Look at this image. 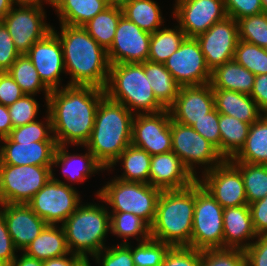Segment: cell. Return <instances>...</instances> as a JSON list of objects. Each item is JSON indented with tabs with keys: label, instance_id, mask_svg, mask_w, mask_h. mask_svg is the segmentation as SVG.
I'll use <instances>...</instances> for the list:
<instances>
[{
	"label": "cell",
	"instance_id": "1",
	"mask_svg": "<svg viewBox=\"0 0 267 266\" xmlns=\"http://www.w3.org/2000/svg\"><path fill=\"white\" fill-rule=\"evenodd\" d=\"M105 97L103 89L93 86L65 85L52 90L46 111L57 145L85 146L94 127L95 114Z\"/></svg>",
	"mask_w": 267,
	"mask_h": 266
},
{
	"label": "cell",
	"instance_id": "2",
	"mask_svg": "<svg viewBox=\"0 0 267 266\" xmlns=\"http://www.w3.org/2000/svg\"><path fill=\"white\" fill-rule=\"evenodd\" d=\"M58 36L64 56L66 74L70 76L67 85L93 86L105 88L110 63L107 51L101 47L82 26L60 24Z\"/></svg>",
	"mask_w": 267,
	"mask_h": 266
},
{
	"label": "cell",
	"instance_id": "3",
	"mask_svg": "<svg viewBox=\"0 0 267 266\" xmlns=\"http://www.w3.org/2000/svg\"><path fill=\"white\" fill-rule=\"evenodd\" d=\"M133 118L134 114L123 104L106 96L100 101L93 130L84 149L87 148L105 170L131 144Z\"/></svg>",
	"mask_w": 267,
	"mask_h": 266
},
{
	"label": "cell",
	"instance_id": "4",
	"mask_svg": "<svg viewBox=\"0 0 267 266\" xmlns=\"http://www.w3.org/2000/svg\"><path fill=\"white\" fill-rule=\"evenodd\" d=\"M195 182L184 189L163 190L151 225V238L171 247H191Z\"/></svg>",
	"mask_w": 267,
	"mask_h": 266
},
{
	"label": "cell",
	"instance_id": "5",
	"mask_svg": "<svg viewBox=\"0 0 267 266\" xmlns=\"http://www.w3.org/2000/svg\"><path fill=\"white\" fill-rule=\"evenodd\" d=\"M105 96L123 104L134 115L166 109L155 97L143 63L111 64Z\"/></svg>",
	"mask_w": 267,
	"mask_h": 266
},
{
	"label": "cell",
	"instance_id": "6",
	"mask_svg": "<svg viewBox=\"0 0 267 266\" xmlns=\"http://www.w3.org/2000/svg\"><path fill=\"white\" fill-rule=\"evenodd\" d=\"M61 226L69 251L82 258H93L107 247L110 213L106 204L81 203Z\"/></svg>",
	"mask_w": 267,
	"mask_h": 266
},
{
	"label": "cell",
	"instance_id": "7",
	"mask_svg": "<svg viewBox=\"0 0 267 266\" xmlns=\"http://www.w3.org/2000/svg\"><path fill=\"white\" fill-rule=\"evenodd\" d=\"M161 192L149 183L128 182L113 177L97 190L95 199L108 205L109 212L133 213L151 226Z\"/></svg>",
	"mask_w": 267,
	"mask_h": 266
},
{
	"label": "cell",
	"instance_id": "8",
	"mask_svg": "<svg viewBox=\"0 0 267 266\" xmlns=\"http://www.w3.org/2000/svg\"><path fill=\"white\" fill-rule=\"evenodd\" d=\"M223 207L195 182V205L191 247L198 250L223 248Z\"/></svg>",
	"mask_w": 267,
	"mask_h": 266
},
{
	"label": "cell",
	"instance_id": "9",
	"mask_svg": "<svg viewBox=\"0 0 267 266\" xmlns=\"http://www.w3.org/2000/svg\"><path fill=\"white\" fill-rule=\"evenodd\" d=\"M171 135L172 151L195 178L199 176L197 168L203 174L224 161L218 150L191 126L171 119Z\"/></svg>",
	"mask_w": 267,
	"mask_h": 266
},
{
	"label": "cell",
	"instance_id": "10",
	"mask_svg": "<svg viewBox=\"0 0 267 266\" xmlns=\"http://www.w3.org/2000/svg\"><path fill=\"white\" fill-rule=\"evenodd\" d=\"M51 178V166L0 164V204H27Z\"/></svg>",
	"mask_w": 267,
	"mask_h": 266
},
{
	"label": "cell",
	"instance_id": "11",
	"mask_svg": "<svg viewBox=\"0 0 267 266\" xmlns=\"http://www.w3.org/2000/svg\"><path fill=\"white\" fill-rule=\"evenodd\" d=\"M79 195L75 187L50 178L27 205L47 224L62 225L83 203Z\"/></svg>",
	"mask_w": 267,
	"mask_h": 266
},
{
	"label": "cell",
	"instance_id": "12",
	"mask_svg": "<svg viewBox=\"0 0 267 266\" xmlns=\"http://www.w3.org/2000/svg\"><path fill=\"white\" fill-rule=\"evenodd\" d=\"M44 6L14 5L2 22L8 29L18 52L26 54L35 42L43 39L52 26L46 23Z\"/></svg>",
	"mask_w": 267,
	"mask_h": 266
},
{
	"label": "cell",
	"instance_id": "13",
	"mask_svg": "<svg viewBox=\"0 0 267 266\" xmlns=\"http://www.w3.org/2000/svg\"><path fill=\"white\" fill-rule=\"evenodd\" d=\"M164 65L180 86L203 85L211 81L212 72L194 37H186Z\"/></svg>",
	"mask_w": 267,
	"mask_h": 266
},
{
	"label": "cell",
	"instance_id": "14",
	"mask_svg": "<svg viewBox=\"0 0 267 266\" xmlns=\"http://www.w3.org/2000/svg\"><path fill=\"white\" fill-rule=\"evenodd\" d=\"M131 144L144 149L151 156L172 151L169 110L134 115Z\"/></svg>",
	"mask_w": 267,
	"mask_h": 266
},
{
	"label": "cell",
	"instance_id": "15",
	"mask_svg": "<svg viewBox=\"0 0 267 266\" xmlns=\"http://www.w3.org/2000/svg\"><path fill=\"white\" fill-rule=\"evenodd\" d=\"M200 176L197 181L223 208L248 205L241 172L229 160Z\"/></svg>",
	"mask_w": 267,
	"mask_h": 266
},
{
	"label": "cell",
	"instance_id": "16",
	"mask_svg": "<svg viewBox=\"0 0 267 266\" xmlns=\"http://www.w3.org/2000/svg\"><path fill=\"white\" fill-rule=\"evenodd\" d=\"M172 15L185 35L194 38L227 17L223 0H175Z\"/></svg>",
	"mask_w": 267,
	"mask_h": 266
},
{
	"label": "cell",
	"instance_id": "17",
	"mask_svg": "<svg viewBox=\"0 0 267 266\" xmlns=\"http://www.w3.org/2000/svg\"><path fill=\"white\" fill-rule=\"evenodd\" d=\"M210 71L233 60L239 40L238 21L231 17L214 23L206 32L196 37Z\"/></svg>",
	"mask_w": 267,
	"mask_h": 266
},
{
	"label": "cell",
	"instance_id": "18",
	"mask_svg": "<svg viewBox=\"0 0 267 266\" xmlns=\"http://www.w3.org/2000/svg\"><path fill=\"white\" fill-rule=\"evenodd\" d=\"M150 39L151 33L142 30L123 15L118 22L113 43L107 50L110 65L147 61Z\"/></svg>",
	"mask_w": 267,
	"mask_h": 266
},
{
	"label": "cell",
	"instance_id": "19",
	"mask_svg": "<svg viewBox=\"0 0 267 266\" xmlns=\"http://www.w3.org/2000/svg\"><path fill=\"white\" fill-rule=\"evenodd\" d=\"M36 68L39 78L50 90L63 87L61 74H66L62 44L58 36L50 31L43 39L34 43L26 53Z\"/></svg>",
	"mask_w": 267,
	"mask_h": 266
},
{
	"label": "cell",
	"instance_id": "20",
	"mask_svg": "<svg viewBox=\"0 0 267 266\" xmlns=\"http://www.w3.org/2000/svg\"><path fill=\"white\" fill-rule=\"evenodd\" d=\"M215 108L212 85L181 86L174 103L168 108L171 119L192 126Z\"/></svg>",
	"mask_w": 267,
	"mask_h": 266
},
{
	"label": "cell",
	"instance_id": "21",
	"mask_svg": "<svg viewBox=\"0 0 267 266\" xmlns=\"http://www.w3.org/2000/svg\"><path fill=\"white\" fill-rule=\"evenodd\" d=\"M0 212L19 252L24 251L47 225L27 204H0Z\"/></svg>",
	"mask_w": 267,
	"mask_h": 266
},
{
	"label": "cell",
	"instance_id": "22",
	"mask_svg": "<svg viewBox=\"0 0 267 266\" xmlns=\"http://www.w3.org/2000/svg\"><path fill=\"white\" fill-rule=\"evenodd\" d=\"M197 181L173 152L151 156L149 184L160 190H179Z\"/></svg>",
	"mask_w": 267,
	"mask_h": 266
},
{
	"label": "cell",
	"instance_id": "23",
	"mask_svg": "<svg viewBox=\"0 0 267 266\" xmlns=\"http://www.w3.org/2000/svg\"><path fill=\"white\" fill-rule=\"evenodd\" d=\"M0 144V164L18 166H52L58 146L56 141L13 142L9 137L1 139Z\"/></svg>",
	"mask_w": 267,
	"mask_h": 266
},
{
	"label": "cell",
	"instance_id": "24",
	"mask_svg": "<svg viewBox=\"0 0 267 266\" xmlns=\"http://www.w3.org/2000/svg\"><path fill=\"white\" fill-rule=\"evenodd\" d=\"M69 146L58 145L55 151L51 166V178L54 181L63 182L70 187H74L75 183L85 182L88 177L98 172H104L103 166L95 159L94 155L86 148L85 153L75 154L70 153L68 150ZM83 154V155H82ZM60 167L62 170V176L67 182L60 180L55 176L53 168ZM72 182V183H71Z\"/></svg>",
	"mask_w": 267,
	"mask_h": 266
},
{
	"label": "cell",
	"instance_id": "25",
	"mask_svg": "<svg viewBox=\"0 0 267 266\" xmlns=\"http://www.w3.org/2000/svg\"><path fill=\"white\" fill-rule=\"evenodd\" d=\"M256 238L249 205L223 209V248L246 250Z\"/></svg>",
	"mask_w": 267,
	"mask_h": 266
},
{
	"label": "cell",
	"instance_id": "26",
	"mask_svg": "<svg viewBox=\"0 0 267 266\" xmlns=\"http://www.w3.org/2000/svg\"><path fill=\"white\" fill-rule=\"evenodd\" d=\"M213 94L215 108L220 114L249 124L256 122L264 114L250 95L221 89H213Z\"/></svg>",
	"mask_w": 267,
	"mask_h": 266
},
{
	"label": "cell",
	"instance_id": "27",
	"mask_svg": "<svg viewBox=\"0 0 267 266\" xmlns=\"http://www.w3.org/2000/svg\"><path fill=\"white\" fill-rule=\"evenodd\" d=\"M60 24L83 26L109 4L106 0H55L51 5Z\"/></svg>",
	"mask_w": 267,
	"mask_h": 266
},
{
	"label": "cell",
	"instance_id": "28",
	"mask_svg": "<svg viewBox=\"0 0 267 266\" xmlns=\"http://www.w3.org/2000/svg\"><path fill=\"white\" fill-rule=\"evenodd\" d=\"M23 252L42 261L69 254L63 227L47 224Z\"/></svg>",
	"mask_w": 267,
	"mask_h": 266
},
{
	"label": "cell",
	"instance_id": "29",
	"mask_svg": "<svg viewBox=\"0 0 267 266\" xmlns=\"http://www.w3.org/2000/svg\"><path fill=\"white\" fill-rule=\"evenodd\" d=\"M255 75L231 60L212 71L210 84L213 89L231 90L250 95Z\"/></svg>",
	"mask_w": 267,
	"mask_h": 266
},
{
	"label": "cell",
	"instance_id": "30",
	"mask_svg": "<svg viewBox=\"0 0 267 266\" xmlns=\"http://www.w3.org/2000/svg\"><path fill=\"white\" fill-rule=\"evenodd\" d=\"M119 162L123 172L120 176L115 175V178L128 182L149 183L151 155L147 151L130 144L107 171H114Z\"/></svg>",
	"mask_w": 267,
	"mask_h": 266
},
{
	"label": "cell",
	"instance_id": "31",
	"mask_svg": "<svg viewBox=\"0 0 267 266\" xmlns=\"http://www.w3.org/2000/svg\"><path fill=\"white\" fill-rule=\"evenodd\" d=\"M229 161L267 165V114L250 125L244 146Z\"/></svg>",
	"mask_w": 267,
	"mask_h": 266
},
{
	"label": "cell",
	"instance_id": "32",
	"mask_svg": "<svg viewBox=\"0 0 267 266\" xmlns=\"http://www.w3.org/2000/svg\"><path fill=\"white\" fill-rule=\"evenodd\" d=\"M123 15L142 30L154 33L164 27V16L154 0H129L123 7Z\"/></svg>",
	"mask_w": 267,
	"mask_h": 266
},
{
	"label": "cell",
	"instance_id": "33",
	"mask_svg": "<svg viewBox=\"0 0 267 266\" xmlns=\"http://www.w3.org/2000/svg\"><path fill=\"white\" fill-rule=\"evenodd\" d=\"M144 71L156 99L168 109L175 101L180 85L162 63L144 62Z\"/></svg>",
	"mask_w": 267,
	"mask_h": 266
},
{
	"label": "cell",
	"instance_id": "34",
	"mask_svg": "<svg viewBox=\"0 0 267 266\" xmlns=\"http://www.w3.org/2000/svg\"><path fill=\"white\" fill-rule=\"evenodd\" d=\"M218 125L221 133L220 155L224 160H229L244 146L251 124L219 113Z\"/></svg>",
	"mask_w": 267,
	"mask_h": 266
},
{
	"label": "cell",
	"instance_id": "35",
	"mask_svg": "<svg viewBox=\"0 0 267 266\" xmlns=\"http://www.w3.org/2000/svg\"><path fill=\"white\" fill-rule=\"evenodd\" d=\"M122 16V7L109 6L82 27L107 51L113 43L116 28Z\"/></svg>",
	"mask_w": 267,
	"mask_h": 266
},
{
	"label": "cell",
	"instance_id": "36",
	"mask_svg": "<svg viewBox=\"0 0 267 266\" xmlns=\"http://www.w3.org/2000/svg\"><path fill=\"white\" fill-rule=\"evenodd\" d=\"M110 234L121 238L120 244H127L130 238L136 241H146L151 238V226L133 213L109 212Z\"/></svg>",
	"mask_w": 267,
	"mask_h": 266
},
{
	"label": "cell",
	"instance_id": "37",
	"mask_svg": "<svg viewBox=\"0 0 267 266\" xmlns=\"http://www.w3.org/2000/svg\"><path fill=\"white\" fill-rule=\"evenodd\" d=\"M172 27L165 26L151 33L148 61L164 64L180 47L187 36L178 25Z\"/></svg>",
	"mask_w": 267,
	"mask_h": 266
},
{
	"label": "cell",
	"instance_id": "38",
	"mask_svg": "<svg viewBox=\"0 0 267 266\" xmlns=\"http://www.w3.org/2000/svg\"><path fill=\"white\" fill-rule=\"evenodd\" d=\"M7 72L25 94L37 96L42 92L45 103H47L51 91L43 84L36 68L26 54L20 55Z\"/></svg>",
	"mask_w": 267,
	"mask_h": 266
},
{
	"label": "cell",
	"instance_id": "39",
	"mask_svg": "<svg viewBox=\"0 0 267 266\" xmlns=\"http://www.w3.org/2000/svg\"><path fill=\"white\" fill-rule=\"evenodd\" d=\"M231 163L241 172L248 205L267 196V165Z\"/></svg>",
	"mask_w": 267,
	"mask_h": 266
},
{
	"label": "cell",
	"instance_id": "40",
	"mask_svg": "<svg viewBox=\"0 0 267 266\" xmlns=\"http://www.w3.org/2000/svg\"><path fill=\"white\" fill-rule=\"evenodd\" d=\"M233 60L254 75L267 74V52L263 47L238 40Z\"/></svg>",
	"mask_w": 267,
	"mask_h": 266
},
{
	"label": "cell",
	"instance_id": "41",
	"mask_svg": "<svg viewBox=\"0 0 267 266\" xmlns=\"http://www.w3.org/2000/svg\"><path fill=\"white\" fill-rule=\"evenodd\" d=\"M41 120L26 125L15 127L11 130L9 138L13 142H39V141H56L53 136L52 123L49 113ZM45 121V122H44Z\"/></svg>",
	"mask_w": 267,
	"mask_h": 266
},
{
	"label": "cell",
	"instance_id": "42",
	"mask_svg": "<svg viewBox=\"0 0 267 266\" xmlns=\"http://www.w3.org/2000/svg\"><path fill=\"white\" fill-rule=\"evenodd\" d=\"M239 40L265 48L267 46V13L261 12L238 20Z\"/></svg>",
	"mask_w": 267,
	"mask_h": 266
},
{
	"label": "cell",
	"instance_id": "43",
	"mask_svg": "<svg viewBox=\"0 0 267 266\" xmlns=\"http://www.w3.org/2000/svg\"><path fill=\"white\" fill-rule=\"evenodd\" d=\"M132 246V259L135 266H161L171 247L169 244L150 238Z\"/></svg>",
	"mask_w": 267,
	"mask_h": 266
},
{
	"label": "cell",
	"instance_id": "44",
	"mask_svg": "<svg viewBox=\"0 0 267 266\" xmlns=\"http://www.w3.org/2000/svg\"><path fill=\"white\" fill-rule=\"evenodd\" d=\"M200 266H247L245 250L231 248L201 250Z\"/></svg>",
	"mask_w": 267,
	"mask_h": 266
},
{
	"label": "cell",
	"instance_id": "45",
	"mask_svg": "<svg viewBox=\"0 0 267 266\" xmlns=\"http://www.w3.org/2000/svg\"><path fill=\"white\" fill-rule=\"evenodd\" d=\"M34 97L35 95L25 94L22 98L8 106L13 128L38 120L40 104Z\"/></svg>",
	"mask_w": 267,
	"mask_h": 266
},
{
	"label": "cell",
	"instance_id": "46",
	"mask_svg": "<svg viewBox=\"0 0 267 266\" xmlns=\"http://www.w3.org/2000/svg\"><path fill=\"white\" fill-rule=\"evenodd\" d=\"M90 259L98 266H135L132 259V245L129 242L108 246Z\"/></svg>",
	"mask_w": 267,
	"mask_h": 266
},
{
	"label": "cell",
	"instance_id": "47",
	"mask_svg": "<svg viewBox=\"0 0 267 266\" xmlns=\"http://www.w3.org/2000/svg\"><path fill=\"white\" fill-rule=\"evenodd\" d=\"M219 112L214 108L205 114V117L197 120L191 127L208 140L220 154L221 133L219 130Z\"/></svg>",
	"mask_w": 267,
	"mask_h": 266
},
{
	"label": "cell",
	"instance_id": "48",
	"mask_svg": "<svg viewBox=\"0 0 267 266\" xmlns=\"http://www.w3.org/2000/svg\"><path fill=\"white\" fill-rule=\"evenodd\" d=\"M201 250L189 246L170 247L161 266H200Z\"/></svg>",
	"mask_w": 267,
	"mask_h": 266
},
{
	"label": "cell",
	"instance_id": "49",
	"mask_svg": "<svg viewBox=\"0 0 267 266\" xmlns=\"http://www.w3.org/2000/svg\"><path fill=\"white\" fill-rule=\"evenodd\" d=\"M20 55L7 27L0 21V72H7Z\"/></svg>",
	"mask_w": 267,
	"mask_h": 266
},
{
	"label": "cell",
	"instance_id": "50",
	"mask_svg": "<svg viewBox=\"0 0 267 266\" xmlns=\"http://www.w3.org/2000/svg\"><path fill=\"white\" fill-rule=\"evenodd\" d=\"M227 17L239 19L263 12L261 0H223Z\"/></svg>",
	"mask_w": 267,
	"mask_h": 266
},
{
	"label": "cell",
	"instance_id": "51",
	"mask_svg": "<svg viewBox=\"0 0 267 266\" xmlns=\"http://www.w3.org/2000/svg\"><path fill=\"white\" fill-rule=\"evenodd\" d=\"M18 252L8 232L4 216L0 212V266H9Z\"/></svg>",
	"mask_w": 267,
	"mask_h": 266
},
{
	"label": "cell",
	"instance_id": "52",
	"mask_svg": "<svg viewBox=\"0 0 267 266\" xmlns=\"http://www.w3.org/2000/svg\"><path fill=\"white\" fill-rule=\"evenodd\" d=\"M24 95L8 72H0V104L8 107Z\"/></svg>",
	"mask_w": 267,
	"mask_h": 266
},
{
	"label": "cell",
	"instance_id": "53",
	"mask_svg": "<svg viewBox=\"0 0 267 266\" xmlns=\"http://www.w3.org/2000/svg\"><path fill=\"white\" fill-rule=\"evenodd\" d=\"M247 266H267V235H259L245 250Z\"/></svg>",
	"mask_w": 267,
	"mask_h": 266
},
{
	"label": "cell",
	"instance_id": "54",
	"mask_svg": "<svg viewBox=\"0 0 267 266\" xmlns=\"http://www.w3.org/2000/svg\"><path fill=\"white\" fill-rule=\"evenodd\" d=\"M252 224L259 235H267V196L249 204Z\"/></svg>",
	"mask_w": 267,
	"mask_h": 266
},
{
	"label": "cell",
	"instance_id": "55",
	"mask_svg": "<svg viewBox=\"0 0 267 266\" xmlns=\"http://www.w3.org/2000/svg\"><path fill=\"white\" fill-rule=\"evenodd\" d=\"M250 96L255 100L259 109L267 114V74L255 75Z\"/></svg>",
	"mask_w": 267,
	"mask_h": 266
},
{
	"label": "cell",
	"instance_id": "56",
	"mask_svg": "<svg viewBox=\"0 0 267 266\" xmlns=\"http://www.w3.org/2000/svg\"><path fill=\"white\" fill-rule=\"evenodd\" d=\"M81 259V256L70 252L67 255L44 260L43 266H75Z\"/></svg>",
	"mask_w": 267,
	"mask_h": 266
},
{
	"label": "cell",
	"instance_id": "57",
	"mask_svg": "<svg viewBox=\"0 0 267 266\" xmlns=\"http://www.w3.org/2000/svg\"><path fill=\"white\" fill-rule=\"evenodd\" d=\"M12 129L8 107L0 104V140L8 137Z\"/></svg>",
	"mask_w": 267,
	"mask_h": 266
},
{
	"label": "cell",
	"instance_id": "58",
	"mask_svg": "<svg viewBox=\"0 0 267 266\" xmlns=\"http://www.w3.org/2000/svg\"><path fill=\"white\" fill-rule=\"evenodd\" d=\"M20 254V256H16V258L11 262L9 266H43L42 260L28 256L23 251H21Z\"/></svg>",
	"mask_w": 267,
	"mask_h": 266
},
{
	"label": "cell",
	"instance_id": "59",
	"mask_svg": "<svg viewBox=\"0 0 267 266\" xmlns=\"http://www.w3.org/2000/svg\"><path fill=\"white\" fill-rule=\"evenodd\" d=\"M13 6L12 0H0V21L4 19Z\"/></svg>",
	"mask_w": 267,
	"mask_h": 266
},
{
	"label": "cell",
	"instance_id": "60",
	"mask_svg": "<svg viewBox=\"0 0 267 266\" xmlns=\"http://www.w3.org/2000/svg\"><path fill=\"white\" fill-rule=\"evenodd\" d=\"M49 4L48 0H12L14 5H26V6H43Z\"/></svg>",
	"mask_w": 267,
	"mask_h": 266
},
{
	"label": "cell",
	"instance_id": "61",
	"mask_svg": "<svg viewBox=\"0 0 267 266\" xmlns=\"http://www.w3.org/2000/svg\"><path fill=\"white\" fill-rule=\"evenodd\" d=\"M109 6L123 7L129 0H106Z\"/></svg>",
	"mask_w": 267,
	"mask_h": 266
},
{
	"label": "cell",
	"instance_id": "62",
	"mask_svg": "<svg viewBox=\"0 0 267 266\" xmlns=\"http://www.w3.org/2000/svg\"><path fill=\"white\" fill-rule=\"evenodd\" d=\"M75 266H92L89 258H82Z\"/></svg>",
	"mask_w": 267,
	"mask_h": 266
},
{
	"label": "cell",
	"instance_id": "63",
	"mask_svg": "<svg viewBox=\"0 0 267 266\" xmlns=\"http://www.w3.org/2000/svg\"><path fill=\"white\" fill-rule=\"evenodd\" d=\"M263 12L267 13V0H261Z\"/></svg>",
	"mask_w": 267,
	"mask_h": 266
},
{
	"label": "cell",
	"instance_id": "64",
	"mask_svg": "<svg viewBox=\"0 0 267 266\" xmlns=\"http://www.w3.org/2000/svg\"><path fill=\"white\" fill-rule=\"evenodd\" d=\"M55 0H48L49 5H51Z\"/></svg>",
	"mask_w": 267,
	"mask_h": 266
}]
</instances>
